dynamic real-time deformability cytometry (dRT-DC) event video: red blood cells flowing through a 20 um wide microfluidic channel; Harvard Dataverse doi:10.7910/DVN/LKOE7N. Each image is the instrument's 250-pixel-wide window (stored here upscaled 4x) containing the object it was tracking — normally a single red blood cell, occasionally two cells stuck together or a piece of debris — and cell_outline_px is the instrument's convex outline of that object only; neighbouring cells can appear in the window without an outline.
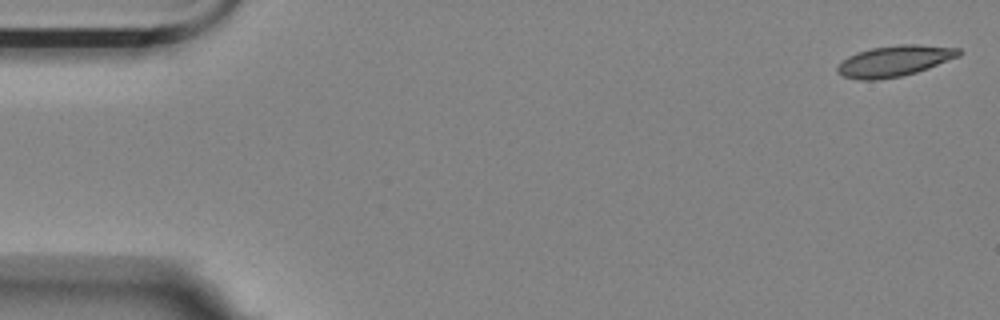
{"species": "Egyptian fruit bat (a non-hibernating species)", "species_latin": "Rousettus aegyptiacus", "temperature_condition": "room temperature", "stored_images_in_passage": 5, "camera_frame_rate_fps": 3000, "um_per_image_px": 0.085, "animal": {"sex": "female"}, "frame": {"image": 1, "passage_image": 1, "time_ms": 0.0, "image_size_px": [1000, 320], "cell_outline_px": [[964, 52], [960, 56], [928, 68], [916, 72], [900, 76], [876, 80], [860, 80], [844, 76], [836, 72], [836, 68], [848, 56], [856, 52], [872, 48], [900, 44], [916, 44], [960, 48]], "centroid_in_image_um": [76.06, 5.17], "position_along_channel_um": 8.9, "area_um2": 21.85}}
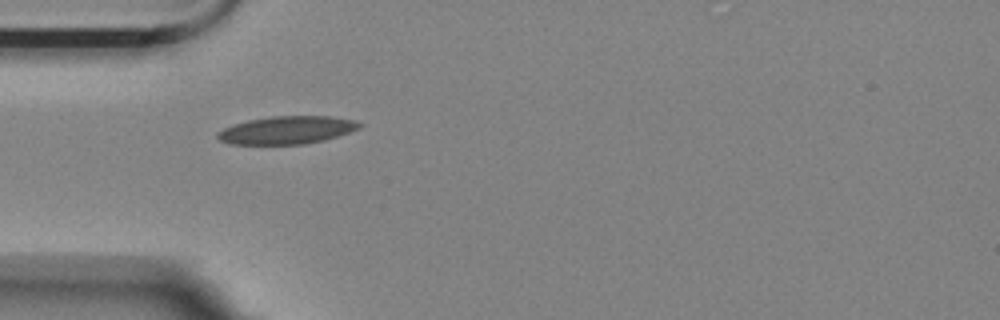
{"frame": {"image": 2, "passage_image": 5, "time_ms": 1.333, "image_size_px": [1000, 320], "cell_outline_px": [[364, 124], [360, 128], [324, 140], [304, 144], [232, 144], [220, 140], [216, 136], [216, 132], [224, 128], [248, 120], [272, 116], [332, 116], [356, 120]], "centroid_in_image_um": [24.41, 11.05], "position_along_channel_um": 60.6, "area_um2": 22.95}}